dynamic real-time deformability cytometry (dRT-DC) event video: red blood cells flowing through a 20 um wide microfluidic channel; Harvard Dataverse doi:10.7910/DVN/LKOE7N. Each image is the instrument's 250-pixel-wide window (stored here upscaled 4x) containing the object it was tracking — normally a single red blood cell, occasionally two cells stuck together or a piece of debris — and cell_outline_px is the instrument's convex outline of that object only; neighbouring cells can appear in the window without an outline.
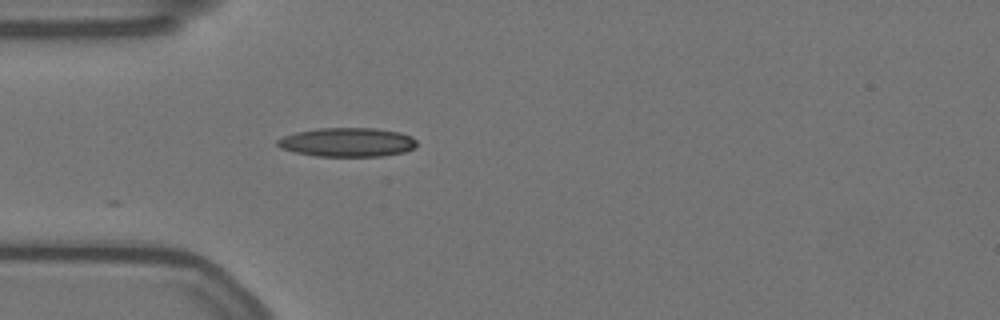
{"species": "Egyptian fruit bat (a non-hibernating species)", "species_latin": "Rousettus aegyptiacus", "temperature_condition": "warm", "stored_images_in_passage": 24, "camera_frame_rate_fps": 3000, "um_per_image_px": 0.085, "animal": {"sex": "female"}, "frame": {"image": 1, "passage_image": 1, "time_ms": 0.0, "image_size_px": [1000, 320], "cell_outline_px": [[416, 148], [404, 152], [380, 156], [316, 156], [296, 152], [280, 148], [276, 144], [276, 140], [284, 136], [296, 132], [316, 128], [372, 128], [400, 132], [412, 136], [416, 140]], "centroid_in_image_um": [29.53, 12.08], "position_along_channel_um": 55.5, "area_um2": 23.58}}
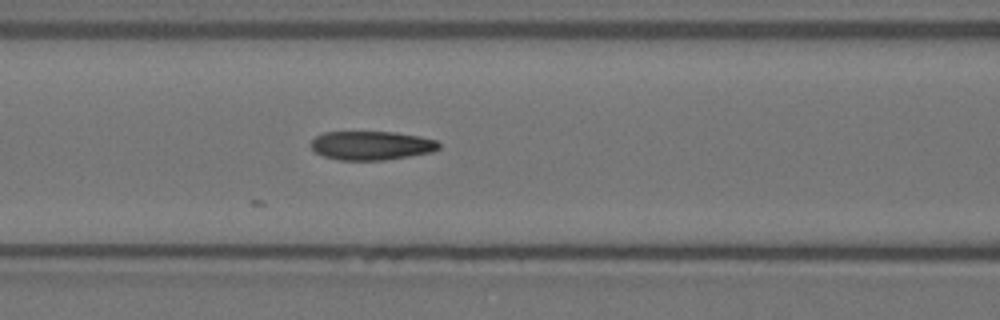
{"frame": {"image": 2, "passage_image": 8, "time_ms": 2.333, "image_size_px": [1000, 320], "cell_outline_px": [[440, 148], [432, 152], [384, 160], [340, 160], [324, 156], [316, 152], [308, 144], [316, 136], [324, 132], [396, 132], [420, 136], [436, 140], [440, 144]], "centroid_in_image_um": [31.57, 12.36], "position_along_channel_um": 135.0, "area_um2": 21.56}}
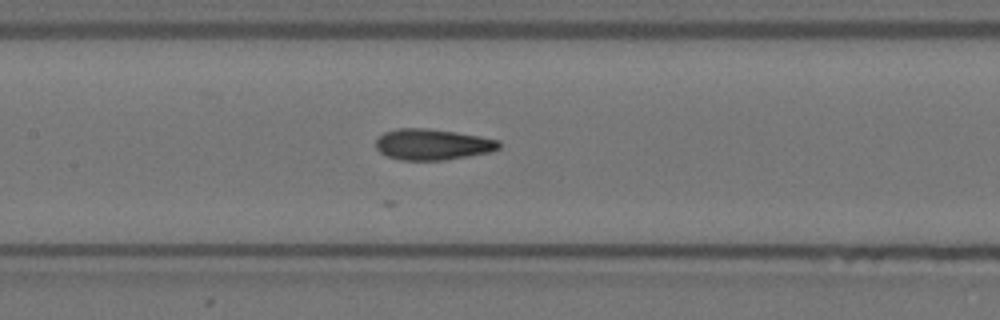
{"frame": {"image": 3, "passage_image": 11, "time_ms": 3.333, "image_size_px": [1000, 320], "cell_outline_px": [[500, 148], [488, 152], [468, 156], [444, 160], [400, 160], [388, 156], [380, 152], [376, 148], [376, 140], [384, 132], [396, 128], [428, 128], [456, 132], [480, 136], [500, 140]], "centroid_in_image_um": [36.76, 12.27], "position_along_channel_um": 170.6, "area_um2": 22.25}}